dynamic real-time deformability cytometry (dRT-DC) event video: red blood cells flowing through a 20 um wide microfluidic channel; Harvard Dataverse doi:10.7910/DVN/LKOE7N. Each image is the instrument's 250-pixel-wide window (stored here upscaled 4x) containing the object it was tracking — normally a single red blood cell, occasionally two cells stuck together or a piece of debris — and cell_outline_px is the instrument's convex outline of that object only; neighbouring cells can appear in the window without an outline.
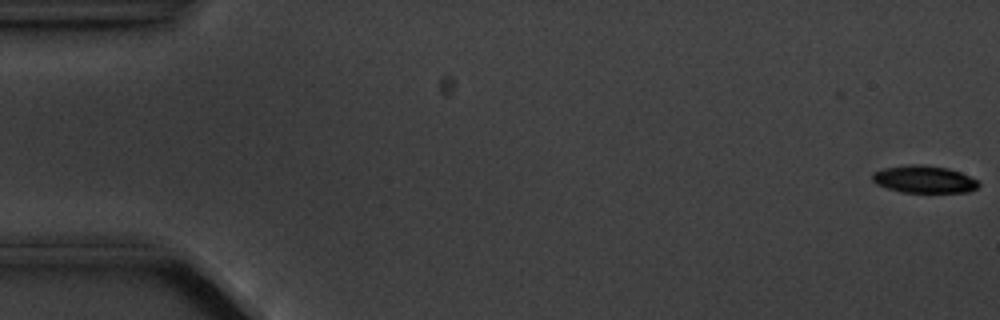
{"species": "common noctule bat (a hibernating species)", "species_latin": "Nyctalus noctula", "temperature_condition": "cold", "stored_images_in_passage": 5, "camera_frame_rate_fps": 3000, "um_per_image_px": 0.085, "animal": {"sex": "male", "body_mass_g": 20.1, "forearm_length_mm": 53.5}, "frame": {"image": 1, "passage_image": 1, "time_ms": 0.0, "image_size_px": [1000, 320], "cell_outline_px": [[980, 184], [976, 188], [968, 192], [900, 192], [876, 184], [872, 180], [872, 172], [884, 168], [908, 164], [920, 164], [948, 168], [960, 172], [976, 180]], "centroid_in_image_um": [78.51, 15.23], "position_along_channel_um": 6.5, "area_um2": 16.88}}